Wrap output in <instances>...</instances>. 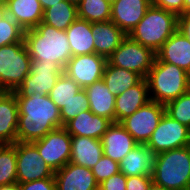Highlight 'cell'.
Returning a JSON list of instances; mask_svg holds the SVG:
<instances>
[{
  "label": "cell",
  "instance_id": "f907efd6",
  "mask_svg": "<svg viewBox=\"0 0 190 190\" xmlns=\"http://www.w3.org/2000/svg\"><path fill=\"white\" fill-rule=\"evenodd\" d=\"M94 190H102L99 186L96 188V189H94Z\"/></svg>",
  "mask_w": 190,
  "mask_h": 190
},
{
  "label": "cell",
  "instance_id": "603a6c76",
  "mask_svg": "<svg viewBox=\"0 0 190 190\" xmlns=\"http://www.w3.org/2000/svg\"><path fill=\"white\" fill-rule=\"evenodd\" d=\"M103 155L101 139L71 136V163L91 169Z\"/></svg>",
  "mask_w": 190,
  "mask_h": 190
},
{
  "label": "cell",
  "instance_id": "5b68a950",
  "mask_svg": "<svg viewBox=\"0 0 190 190\" xmlns=\"http://www.w3.org/2000/svg\"><path fill=\"white\" fill-rule=\"evenodd\" d=\"M177 27V14L151 5L128 36L156 53Z\"/></svg>",
  "mask_w": 190,
  "mask_h": 190
},
{
  "label": "cell",
  "instance_id": "1f68e13d",
  "mask_svg": "<svg viewBox=\"0 0 190 190\" xmlns=\"http://www.w3.org/2000/svg\"><path fill=\"white\" fill-rule=\"evenodd\" d=\"M166 114L172 119L190 126V90L165 105Z\"/></svg>",
  "mask_w": 190,
  "mask_h": 190
},
{
  "label": "cell",
  "instance_id": "7c38bea8",
  "mask_svg": "<svg viewBox=\"0 0 190 190\" xmlns=\"http://www.w3.org/2000/svg\"><path fill=\"white\" fill-rule=\"evenodd\" d=\"M17 183L54 178V171L45 163L32 142H16Z\"/></svg>",
  "mask_w": 190,
  "mask_h": 190
},
{
  "label": "cell",
  "instance_id": "681fc988",
  "mask_svg": "<svg viewBox=\"0 0 190 190\" xmlns=\"http://www.w3.org/2000/svg\"><path fill=\"white\" fill-rule=\"evenodd\" d=\"M188 131H189V141H190V126L188 127Z\"/></svg>",
  "mask_w": 190,
  "mask_h": 190
},
{
  "label": "cell",
  "instance_id": "277c9868",
  "mask_svg": "<svg viewBox=\"0 0 190 190\" xmlns=\"http://www.w3.org/2000/svg\"><path fill=\"white\" fill-rule=\"evenodd\" d=\"M152 181L169 190H190V145L156 154Z\"/></svg>",
  "mask_w": 190,
  "mask_h": 190
},
{
  "label": "cell",
  "instance_id": "74e56055",
  "mask_svg": "<svg viewBox=\"0 0 190 190\" xmlns=\"http://www.w3.org/2000/svg\"><path fill=\"white\" fill-rule=\"evenodd\" d=\"M152 175L129 176L126 181V190H149Z\"/></svg>",
  "mask_w": 190,
  "mask_h": 190
},
{
  "label": "cell",
  "instance_id": "9c48e42d",
  "mask_svg": "<svg viewBox=\"0 0 190 190\" xmlns=\"http://www.w3.org/2000/svg\"><path fill=\"white\" fill-rule=\"evenodd\" d=\"M45 163L54 171L70 162L71 135L64 127L48 132L40 140L32 142Z\"/></svg>",
  "mask_w": 190,
  "mask_h": 190
},
{
  "label": "cell",
  "instance_id": "cb8c5ba5",
  "mask_svg": "<svg viewBox=\"0 0 190 190\" xmlns=\"http://www.w3.org/2000/svg\"><path fill=\"white\" fill-rule=\"evenodd\" d=\"M87 93L90 110L98 116L115 122V99L104 81L98 80L84 88Z\"/></svg>",
  "mask_w": 190,
  "mask_h": 190
},
{
  "label": "cell",
  "instance_id": "e0dca14e",
  "mask_svg": "<svg viewBox=\"0 0 190 190\" xmlns=\"http://www.w3.org/2000/svg\"><path fill=\"white\" fill-rule=\"evenodd\" d=\"M150 100L148 83L143 78L138 84L125 90L115 99V122L120 123L123 119L131 116L140 107Z\"/></svg>",
  "mask_w": 190,
  "mask_h": 190
},
{
  "label": "cell",
  "instance_id": "7a4b0ae2",
  "mask_svg": "<svg viewBox=\"0 0 190 190\" xmlns=\"http://www.w3.org/2000/svg\"><path fill=\"white\" fill-rule=\"evenodd\" d=\"M24 43L32 60H52L63 70L72 57L66 31L42 21L35 28L25 30Z\"/></svg>",
  "mask_w": 190,
  "mask_h": 190
},
{
  "label": "cell",
  "instance_id": "4fadbf2b",
  "mask_svg": "<svg viewBox=\"0 0 190 190\" xmlns=\"http://www.w3.org/2000/svg\"><path fill=\"white\" fill-rule=\"evenodd\" d=\"M106 63L107 58L96 53L72 56L63 73L84 89L102 79Z\"/></svg>",
  "mask_w": 190,
  "mask_h": 190
},
{
  "label": "cell",
  "instance_id": "6da1fadb",
  "mask_svg": "<svg viewBox=\"0 0 190 190\" xmlns=\"http://www.w3.org/2000/svg\"><path fill=\"white\" fill-rule=\"evenodd\" d=\"M18 103V142H34L62 127L60 109L49 95L39 92L31 97H16Z\"/></svg>",
  "mask_w": 190,
  "mask_h": 190
},
{
  "label": "cell",
  "instance_id": "4316f807",
  "mask_svg": "<svg viewBox=\"0 0 190 190\" xmlns=\"http://www.w3.org/2000/svg\"><path fill=\"white\" fill-rule=\"evenodd\" d=\"M143 78L132 71L111 65L108 61L105 65L102 80L109 91L119 96L125 90L138 84Z\"/></svg>",
  "mask_w": 190,
  "mask_h": 190
},
{
  "label": "cell",
  "instance_id": "8fae6325",
  "mask_svg": "<svg viewBox=\"0 0 190 190\" xmlns=\"http://www.w3.org/2000/svg\"><path fill=\"white\" fill-rule=\"evenodd\" d=\"M145 145L155 154L189 146L188 127L165 113Z\"/></svg>",
  "mask_w": 190,
  "mask_h": 190
},
{
  "label": "cell",
  "instance_id": "7bdbcfd3",
  "mask_svg": "<svg viewBox=\"0 0 190 190\" xmlns=\"http://www.w3.org/2000/svg\"><path fill=\"white\" fill-rule=\"evenodd\" d=\"M7 16V7L0 4V21Z\"/></svg>",
  "mask_w": 190,
  "mask_h": 190
},
{
  "label": "cell",
  "instance_id": "8d00e7d4",
  "mask_svg": "<svg viewBox=\"0 0 190 190\" xmlns=\"http://www.w3.org/2000/svg\"><path fill=\"white\" fill-rule=\"evenodd\" d=\"M19 190H56L54 178L19 183Z\"/></svg>",
  "mask_w": 190,
  "mask_h": 190
},
{
  "label": "cell",
  "instance_id": "d4e9b609",
  "mask_svg": "<svg viewBox=\"0 0 190 190\" xmlns=\"http://www.w3.org/2000/svg\"><path fill=\"white\" fill-rule=\"evenodd\" d=\"M7 15L24 30L35 28L42 20L44 10L39 0H10Z\"/></svg>",
  "mask_w": 190,
  "mask_h": 190
},
{
  "label": "cell",
  "instance_id": "3957f363",
  "mask_svg": "<svg viewBox=\"0 0 190 190\" xmlns=\"http://www.w3.org/2000/svg\"><path fill=\"white\" fill-rule=\"evenodd\" d=\"M151 101L166 105L190 90V74L157 57L146 76Z\"/></svg>",
  "mask_w": 190,
  "mask_h": 190
},
{
  "label": "cell",
  "instance_id": "d590c367",
  "mask_svg": "<svg viewBox=\"0 0 190 190\" xmlns=\"http://www.w3.org/2000/svg\"><path fill=\"white\" fill-rule=\"evenodd\" d=\"M126 181L127 177L119 172L102 181L98 186L102 190H126Z\"/></svg>",
  "mask_w": 190,
  "mask_h": 190
},
{
  "label": "cell",
  "instance_id": "f546056e",
  "mask_svg": "<svg viewBox=\"0 0 190 190\" xmlns=\"http://www.w3.org/2000/svg\"><path fill=\"white\" fill-rule=\"evenodd\" d=\"M16 142L0 144V185L17 183Z\"/></svg>",
  "mask_w": 190,
  "mask_h": 190
},
{
  "label": "cell",
  "instance_id": "484cf974",
  "mask_svg": "<svg viewBox=\"0 0 190 190\" xmlns=\"http://www.w3.org/2000/svg\"><path fill=\"white\" fill-rule=\"evenodd\" d=\"M72 56L95 53L92 23L77 18L67 29Z\"/></svg>",
  "mask_w": 190,
  "mask_h": 190
},
{
  "label": "cell",
  "instance_id": "ab89813d",
  "mask_svg": "<svg viewBox=\"0 0 190 190\" xmlns=\"http://www.w3.org/2000/svg\"><path fill=\"white\" fill-rule=\"evenodd\" d=\"M180 31L190 42V14L178 15V27Z\"/></svg>",
  "mask_w": 190,
  "mask_h": 190
},
{
  "label": "cell",
  "instance_id": "d6986e66",
  "mask_svg": "<svg viewBox=\"0 0 190 190\" xmlns=\"http://www.w3.org/2000/svg\"><path fill=\"white\" fill-rule=\"evenodd\" d=\"M18 103L14 92L0 93V144L17 142Z\"/></svg>",
  "mask_w": 190,
  "mask_h": 190
},
{
  "label": "cell",
  "instance_id": "ffe728a7",
  "mask_svg": "<svg viewBox=\"0 0 190 190\" xmlns=\"http://www.w3.org/2000/svg\"><path fill=\"white\" fill-rule=\"evenodd\" d=\"M111 124L109 119L95 115L91 110H86L68 121L63 127L71 136L101 139Z\"/></svg>",
  "mask_w": 190,
  "mask_h": 190
},
{
  "label": "cell",
  "instance_id": "9a60e30c",
  "mask_svg": "<svg viewBox=\"0 0 190 190\" xmlns=\"http://www.w3.org/2000/svg\"><path fill=\"white\" fill-rule=\"evenodd\" d=\"M54 179L56 190H94L98 187L91 169L71 162L54 172Z\"/></svg>",
  "mask_w": 190,
  "mask_h": 190
},
{
  "label": "cell",
  "instance_id": "b9f144b4",
  "mask_svg": "<svg viewBox=\"0 0 190 190\" xmlns=\"http://www.w3.org/2000/svg\"><path fill=\"white\" fill-rule=\"evenodd\" d=\"M0 190H19V184L12 183L7 185H0Z\"/></svg>",
  "mask_w": 190,
  "mask_h": 190
},
{
  "label": "cell",
  "instance_id": "44dd1931",
  "mask_svg": "<svg viewBox=\"0 0 190 190\" xmlns=\"http://www.w3.org/2000/svg\"><path fill=\"white\" fill-rule=\"evenodd\" d=\"M156 154L145 144H137L120 162V172L126 177L152 175Z\"/></svg>",
  "mask_w": 190,
  "mask_h": 190
},
{
  "label": "cell",
  "instance_id": "60d3db41",
  "mask_svg": "<svg viewBox=\"0 0 190 190\" xmlns=\"http://www.w3.org/2000/svg\"><path fill=\"white\" fill-rule=\"evenodd\" d=\"M61 1H63V0H44V1H40V3H41L43 10H45L46 8H49Z\"/></svg>",
  "mask_w": 190,
  "mask_h": 190
},
{
  "label": "cell",
  "instance_id": "83f0119b",
  "mask_svg": "<svg viewBox=\"0 0 190 190\" xmlns=\"http://www.w3.org/2000/svg\"><path fill=\"white\" fill-rule=\"evenodd\" d=\"M77 18V5L63 0L44 10L42 22L58 30L66 31Z\"/></svg>",
  "mask_w": 190,
  "mask_h": 190
},
{
  "label": "cell",
  "instance_id": "836d02e7",
  "mask_svg": "<svg viewBox=\"0 0 190 190\" xmlns=\"http://www.w3.org/2000/svg\"><path fill=\"white\" fill-rule=\"evenodd\" d=\"M25 30L10 16L0 21V47L13 43L24 42Z\"/></svg>",
  "mask_w": 190,
  "mask_h": 190
},
{
  "label": "cell",
  "instance_id": "2e32d148",
  "mask_svg": "<svg viewBox=\"0 0 190 190\" xmlns=\"http://www.w3.org/2000/svg\"><path fill=\"white\" fill-rule=\"evenodd\" d=\"M103 153L118 163L138 144L120 123H112L101 137Z\"/></svg>",
  "mask_w": 190,
  "mask_h": 190
},
{
  "label": "cell",
  "instance_id": "f6af8a7d",
  "mask_svg": "<svg viewBox=\"0 0 190 190\" xmlns=\"http://www.w3.org/2000/svg\"><path fill=\"white\" fill-rule=\"evenodd\" d=\"M184 14H190V0H184Z\"/></svg>",
  "mask_w": 190,
  "mask_h": 190
},
{
  "label": "cell",
  "instance_id": "bcb514c9",
  "mask_svg": "<svg viewBox=\"0 0 190 190\" xmlns=\"http://www.w3.org/2000/svg\"><path fill=\"white\" fill-rule=\"evenodd\" d=\"M66 1L71 2L75 5H78L81 2V0H66Z\"/></svg>",
  "mask_w": 190,
  "mask_h": 190
},
{
  "label": "cell",
  "instance_id": "c3c4849f",
  "mask_svg": "<svg viewBox=\"0 0 190 190\" xmlns=\"http://www.w3.org/2000/svg\"><path fill=\"white\" fill-rule=\"evenodd\" d=\"M107 1L108 3L112 4L113 2H115L116 0H105Z\"/></svg>",
  "mask_w": 190,
  "mask_h": 190
},
{
  "label": "cell",
  "instance_id": "f35d334b",
  "mask_svg": "<svg viewBox=\"0 0 190 190\" xmlns=\"http://www.w3.org/2000/svg\"><path fill=\"white\" fill-rule=\"evenodd\" d=\"M151 5L177 15L184 14V0H151Z\"/></svg>",
  "mask_w": 190,
  "mask_h": 190
},
{
  "label": "cell",
  "instance_id": "ba28073f",
  "mask_svg": "<svg viewBox=\"0 0 190 190\" xmlns=\"http://www.w3.org/2000/svg\"><path fill=\"white\" fill-rule=\"evenodd\" d=\"M62 73L63 69L52 60H32L30 73L14 93L16 97H31L38 92L48 95Z\"/></svg>",
  "mask_w": 190,
  "mask_h": 190
},
{
  "label": "cell",
  "instance_id": "7dc6e473",
  "mask_svg": "<svg viewBox=\"0 0 190 190\" xmlns=\"http://www.w3.org/2000/svg\"><path fill=\"white\" fill-rule=\"evenodd\" d=\"M10 0H0V4L7 6Z\"/></svg>",
  "mask_w": 190,
  "mask_h": 190
},
{
  "label": "cell",
  "instance_id": "5bb4252c",
  "mask_svg": "<svg viewBox=\"0 0 190 190\" xmlns=\"http://www.w3.org/2000/svg\"><path fill=\"white\" fill-rule=\"evenodd\" d=\"M150 6L151 0H116L111 4L110 20L129 35Z\"/></svg>",
  "mask_w": 190,
  "mask_h": 190
},
{
  "label": "cell",
  "instance_id": "8992f818",
  "mask_svg": "<svg viewBox=\"0 0 190 190\" xmlns=\"http://www.w3.org/2000/svg\"><path fill=\"white\" fill-rule=\"evenodd\" d=\"M31 57L24 42L0 47V88L14 92L30 73Z\"/></svg>",
  "mask_w": 190,
  "mask_h": 190
},
{
  "label": "cell",
  "instance_id": "f1b7e54d",
  "mask_svg": "<svg viewBox=\"0 0 190 190\" xmlns=\"http://www.w3.org/2000/svg\"><path fill=\"white\" fill-rule=\"evenodd\" d=\"M77 11L79 19L90 23L108 21L111 18V4L105 0H81Z\"/></svg>",
  "mask_w": 190,
  "mask_h": 190
},
{
  "label": "cell",
  "instance_id": "e575fe53",
  "mask_svg": "<svg viewBox=\"0 0 190 190\" xmlns=\"http://www.w3.org/2000/svg\"><path fill=\"white\" fill-rule=\"evenodd\" d=\"M98 184L120 172L119 163L103 155L100 160L91 168Z\"/></svg>",
  "mask_w": 190,
  "mask_h": 190
},
{
  "label": "cell",
  "instance_id": "4dcf8cb0",
  "mask_svg": "<svg viewBox=\"0 0 190 190\" xmlns=\"http://www.w3.org/2000/svg\"><path fill=\"white\" fill-rule=\"evenodd\" d=\"M81 89L82 88L73 79L69 78L65 73H62L48 95L56 106L61 109Z\"/></svg>",
  "mask_w": 190,
  "mask_h": 190
},
{
  "label": "cell",
  "instance_id": "ac0fdd59",
  "mask_svg": "<svg viewBox=\"0 0 190 190\" xmlns=\"http://www.w3.org/2000/svg\"><path fill=\"white\" fill-rule=\"evenodd\" d=\"M156 57L166 63L174 64L190 74V42L178 30L168 38L156 52Z\"/></svg>",
  "mask_w": 190,
  "mask_h": 190
},
{
  "label": "cell",
  "instance_id": "ee69618b",
  "mask_svg": "<svg viewBox=\"0 0 190 190\" xmlns=\"http://www.w3.org/2000/svg\"><path fill=\"white\" fill-rule=\"evenodd\" d=\"M149 190H169V189H166L165 187H162L160 185H157L155 184L153 181L149 187Z\"/></svg>",
  "mask_w": 190,
  "mask_h": 190
},
{
  "label": "cell",
  "instance_id": "7402d4cb",
  "mask_svg": "<svg viewBox=\"0 0 190 190\" xmlns=\"http://www.w3.org/2000/svg\"><path fill=\"white\" fill-rule=\"evenodd\" d=\"M95 53L108 58L127 35L111 20L92 23Z\"/></svg>",
  "mask_w": 190,
  "mask_h": 190
},
{
  "label": "cell",
  "instance_id": "d6a6232c",
  "mask_svg": "<svg viewBox=\"0 0 190 190\" xmlns=\"http://www.w3.org/2000/svg\"><path fill=\"white\" fill-rule=\"evenodd\" d=\"M90 110L87 93L81 89L73 98L60 109L62 127L79 113Z\"/></svg>",
  "mask_w": 190,
  "mask_h": 190
},
{
  "label": "cell",
  "instance_id": "30bf717a",
  "mask_svg": "<svg viewBox=\"0 0 190 190\" xmlns=\"http://www.w3.org/2000/svg\"><path fill=\"white\" fill-rule=\"evenodd\" d=\"M165 113L164 104L149 101L120 124L138 144H146Z\"/></svg>",
  "mask_w": 190,
  "mask_h": 190
},
{
  "label": "cell",
  "instance_id": "52a82bcc",
  "mask_svg": "<svg viewBox=\"0 0 190 190\" xmlns=\"http://www.w3.org/2000/svg\"><path fill=\"white\" fill-rule=\"evenodd\" d=\"M156 58V53L128 35L107 58V61L118 68L127 69L146 78Z\"/></svg>",
  "mask_w": 190,
  "mask_h": 190
}]
</instances>
